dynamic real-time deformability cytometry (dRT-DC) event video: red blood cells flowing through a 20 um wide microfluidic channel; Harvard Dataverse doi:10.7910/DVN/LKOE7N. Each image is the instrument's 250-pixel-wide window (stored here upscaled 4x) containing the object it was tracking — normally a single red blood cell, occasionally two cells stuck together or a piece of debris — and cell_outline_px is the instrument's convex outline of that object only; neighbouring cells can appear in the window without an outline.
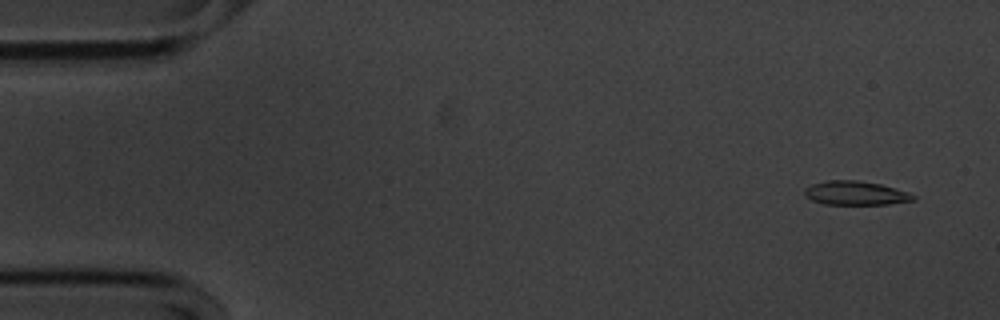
{"species": "common noctule bat (a hibernating species)", "species_latin": "Nyctalus noctula", "temperature_condition": "cold", "stored_images_in_passage": 55, "camera_frame_rate_fps": 3000, "um_per_image_px": 0.085, "animal": {"sex": "male", "body_mass_g": 20.1, "forearm_length_mm": 53.5}, "frame": {"image": 1, "passage_image": 3, "time_ms": 0.667, "image_size_px": [1000, 320], "cell_outline_px": [[916, 200], [888, 204], [824, 204], [812, 200], [804, 196], [804, 188], [812, 184], [828, 180], [856, 180], [880, 184], [908, 192], [916, 196]], "centroid_in_image_um": [72.71, 16.41], "position_along_channel_um": 12.3, "area_um2": 15.14}}
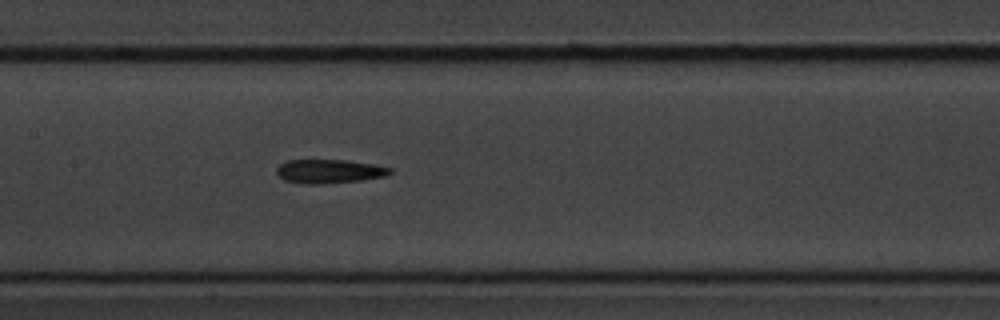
{"frame": {"image": 2, "passage_image": 26, "time_ms": 8.333, "image_size_px": [1000, 320], "cell_outline_px": [[392, 172], [388, 176], [360, 180], [324, 184], [304, 184], [284, 180], [276, 172], [276, 168], [280, 164], [288, 160], [344, 160], [376, 164], [392, 168]], "centroid_in_image_um": [28.01, 14.56], "position_along_channel_um": 179.4, "area_um2": 15.9}}
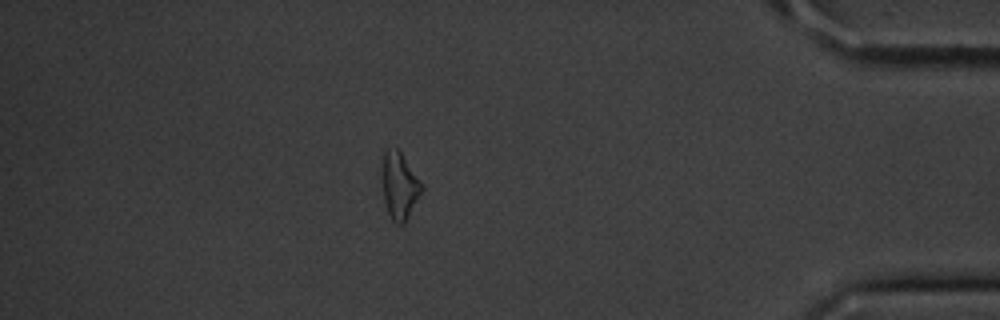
{"frame": {"image": 3, "passage_image": 48, "time_ms": 15.667, "image_size_px": [1000, 320], "cell_outline_px": [[424, 188], [404, 224], [396, 224], [392, 220], [388, 212], [384, 200], [380, 180], [384, 152], [396, 148], [400, 152], [424, 184]], "centroid_in_image_um": [33.95, 15.81], "position_along_channel_um": 401.3, "area_um2": 15.55}, "authors_computed_cell_mechanics": {"area_um2": 15.7216, "velocity_mm_per_s": 3.5941, "shape_relaxation_time_tau1_ms": 7.3215, "shape_relaxation_time_tau2_ms": 3.0388, "deformation_change_tau1": 0.1915, "deformation_change_tau2": 0.1465}}